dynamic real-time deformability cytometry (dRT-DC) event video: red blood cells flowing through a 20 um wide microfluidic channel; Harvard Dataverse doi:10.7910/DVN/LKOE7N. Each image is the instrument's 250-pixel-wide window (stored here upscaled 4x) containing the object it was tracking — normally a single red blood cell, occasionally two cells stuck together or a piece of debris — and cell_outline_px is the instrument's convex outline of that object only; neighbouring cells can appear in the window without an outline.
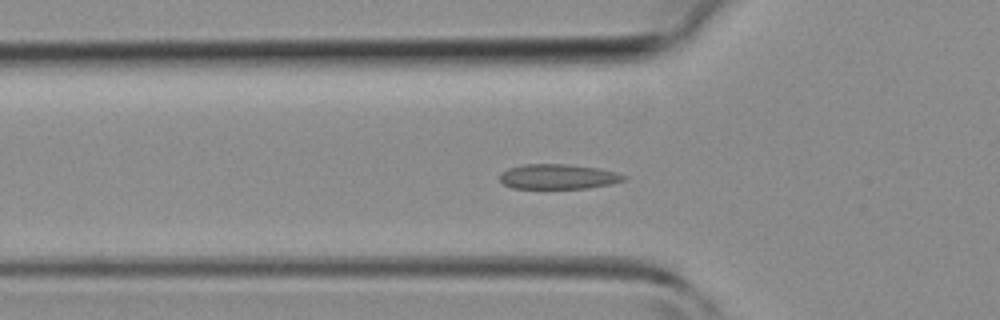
{"species": "common noctule bat (a hibernating species)", "species_latin": "Nyctalus noctula", "temperature_condition": "room temperature", "stored_images_in_passage": 37, "camera_frame_rate_fps": 3000, "um_per_image_px": 0.085, "animal": {"sex": "female", "body_mass_g": 19.3, "forearm_length_mm": 54.1}, "frame": {"image": 1, "passage_image": 13, "time_ms": 4.0, "image_size_px": [1000, 320], "cell_outline_px": [[628, 176], [624, 180], [612, 184], [588, 188], [512, 188], [504, 184], [500, 180], [500, 172], [508, 168], [524, 164], [568, 164], [600, 168], [616, 172]], "centroid_in_image_um": [47.45, 15.0], "position_along_channel_um": 78.3, "area_um2": 18.15}}
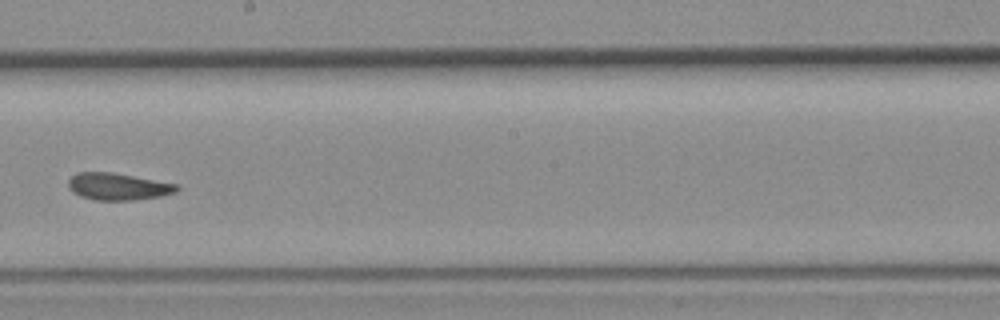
{"frame": {"image": 2, "passage_image": 23, "time_ms": 7.333, "image_size_px": [1000, 320], "cell_outline_px": [[180, 188], [176, 192], [160, 196], [132, 200], [96, 200], [80, 196], [72, 192], [68, 188], [68, 180], [76, 172], [112, 172], [180, 184]], "centroid_in_image_um": [10.04, 15.85], "position_along_channel_um": 238.2, "area_um2": 17.22}}
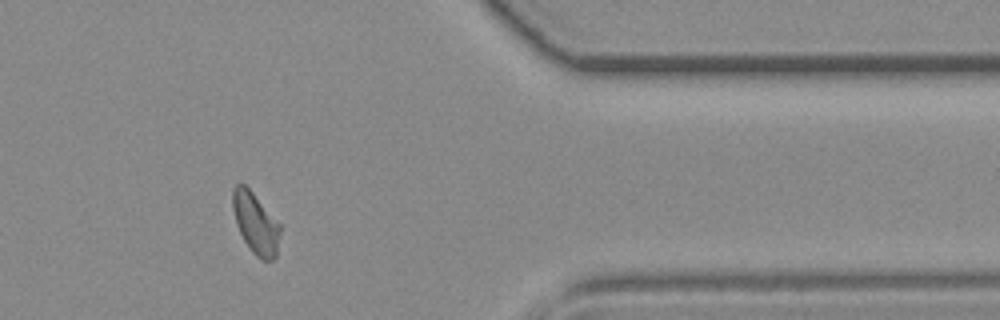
{"frame": {"image": 3, "passage_image": 34, "time_ms": 11.0, "image_size_px": [1000, 320], "cell_outline_px": [[280, 232], [276, 256], [272, 260], [264, 260], [256, 256], [252, 252], [244, 240], [236, 224], [232, 208], [232, 188], [236, 184], [244, 184], [252, 192], [280, 224]], "centroid_in_image_um": [21.71, 18.97], "position_along_channel_um": 389.7, "area_um2": 16.7}}